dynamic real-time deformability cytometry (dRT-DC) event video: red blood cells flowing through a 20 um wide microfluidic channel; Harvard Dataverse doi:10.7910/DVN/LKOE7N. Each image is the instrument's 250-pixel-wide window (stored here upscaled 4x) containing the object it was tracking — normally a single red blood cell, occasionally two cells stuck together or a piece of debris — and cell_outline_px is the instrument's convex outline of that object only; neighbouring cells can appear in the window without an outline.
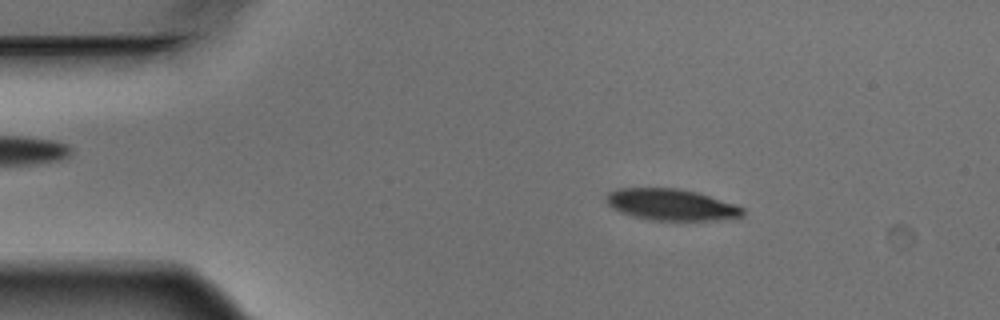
{"species": "Egyptian fruit bat (a non-hibernating species)", "species_latin": "Rousettus aegyptiacus", "temperature_condition": "warm", "stored_images_in_passage": 5, "camera_frame_rate_fps": 3000, "um_per_image_px": 0.085, "animal": {"sex": "male"}, "frame": {"image": 1, "passage_image": 3, "time_ms": 0.667, "image_size_px": [1000, 320], "cell_outline_px": [[744, 216], [716, 220], [652, 220], [620, 212], [612, 208], [604, 200], [604, 196], [608, 192], [616, 188], [676, 188], [696, 192], [736, 204], [744, 208]], "centroid_in_image_um": [57.03, 17.39], "position_along_channel_um": 28.0, "area_um2": 25.03}}
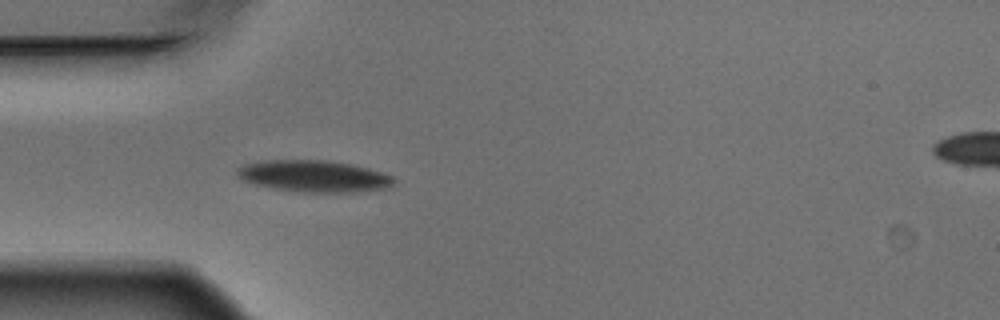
{"frame": {"image": 2, "passage_image": 5, "time_ms": 1.333, "image_size_px": [1000, 320], "cell_outline_px": [[396, 184], [384, 188], [352, 192], [304, 192], [276, 188], [252, 184], [236, 176], [236, 168], [244, 164], [264, 160], [324, 160], [352, 164], [368, 168], [392, 176], [396, 180]], "centroid_in_image_um": [26.66, 14.96], "position_along_channel_um": 58.3, "area_um2": 28.84}}